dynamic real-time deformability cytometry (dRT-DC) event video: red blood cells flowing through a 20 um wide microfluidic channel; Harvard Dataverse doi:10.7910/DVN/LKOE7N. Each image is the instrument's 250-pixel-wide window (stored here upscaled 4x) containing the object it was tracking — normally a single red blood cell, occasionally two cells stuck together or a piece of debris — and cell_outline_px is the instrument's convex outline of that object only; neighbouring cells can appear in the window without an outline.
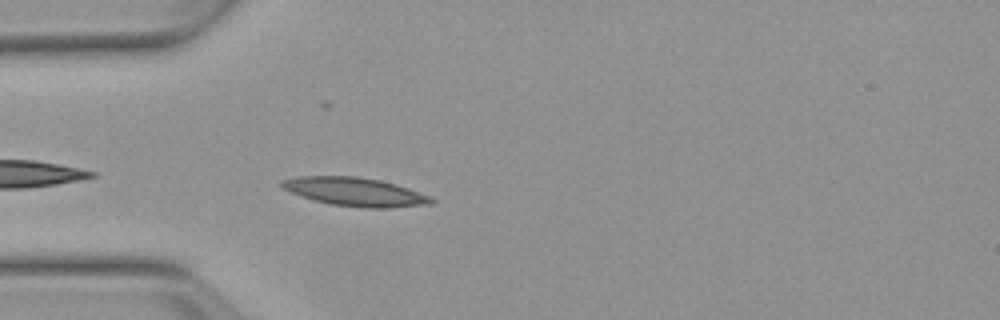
{"species": "Egyptian fruit bat (a non-hibernating species)", "species_latin": "Rousettus aegyptiacus", "temperature_condition": "warm", "stored_images_in_passage": 21, "camera_frame_rate_fps": 3000, "um_per_image_px": 0.085, "animal": {"sex": "female"}, "frame": {"image": 1, "passage_image": 2, "time_ms": 0.333, "image_size_px": [1000, 320], "cell_outline_px": [[436, 200], [432, 204], [388, 208], [360, 208], [332, 204], [316, 200], [292, 192], [284, 188], [280, 184], [280, 180], [296, 176], [360, 176], [380, 180], [396, 184], [408, 188], [428, 196]], "centroid_in_image_um": [30.2, 16.3], "position_along_channel_um": 54.8, "area_um2": 24.74}}
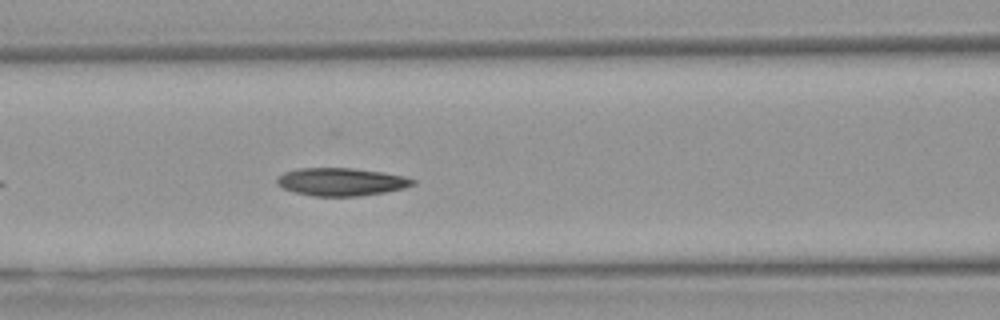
{"frame": {"image": 2, "passage_image": 9, "time_ms": 2.667, "image_size_px": [1000, 320], "cell_outline_px": [[416, 184], [404, 188], [384, 192], [360, 196], [316, 196], [296, 192], [284, 188], [276, 184], [276, 180], [284, 172], [296, 168], [352, 168], [384, 172], [404, 176], [416, 180]], "centroid_in_image_um": [29.03, 15.45], "position_along_channel_um": 137.6, "area_um2": 22.02}}
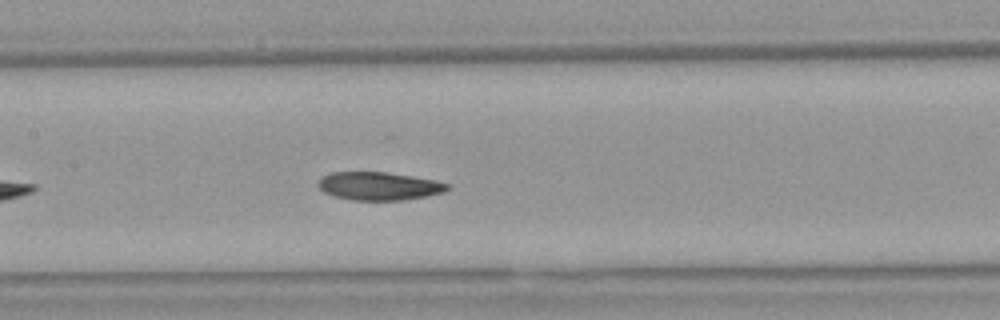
{"frame": {"image": 3, "passage_image": 12, "time_ms": 3.667, "image_size_px": [1000, 320], "cell_outline_px": [[452, 188], [444, 192], [428, 196], [404, 200], [352, 200], [332, 196], [324, 192], [316, 184], [324, 176], [332, 172], [388, 172], [436, 180], [452, 184]], "centroid_in_image_um": [32.27, 15.82], "position_along_channel_um": 175.1, "area_um2": 21.44}}